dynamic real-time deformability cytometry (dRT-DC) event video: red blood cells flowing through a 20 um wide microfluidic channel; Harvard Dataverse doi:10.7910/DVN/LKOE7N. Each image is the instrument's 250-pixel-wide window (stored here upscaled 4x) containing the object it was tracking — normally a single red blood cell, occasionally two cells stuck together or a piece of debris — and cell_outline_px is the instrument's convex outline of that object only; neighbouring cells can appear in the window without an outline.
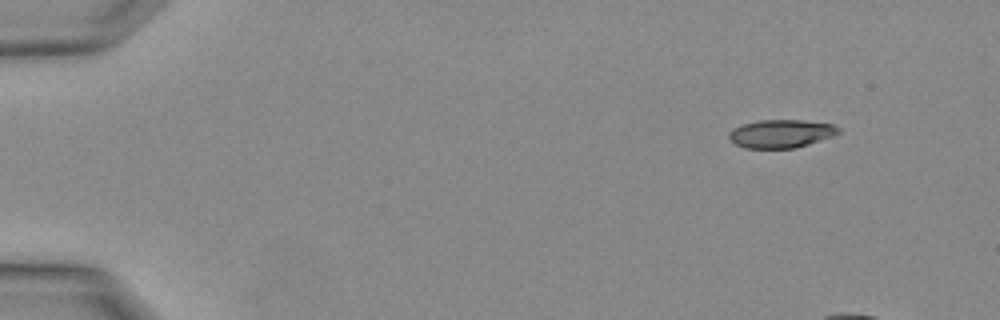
{"species": "Egyptian fruit bat (a non-hibernating species)", "species_latin": "Rousettus aegyptiacus", "temperature_condition": "warm", "stored_images_in_passage": 3, "camera_frame_rate_fps": 3000, "um_per_image_px": 0.085, "animal": {"sex": "female"}, "frame": {"image": 1, "passage_image": 1, "time_ms": 0.0, "image_size_px": [1000, 320], "cell_outline_px": [[840, 132], [832, 136], [796, 148], [744, 148], [736, 144], [728, 136], [728, 132], [732, 128], [740, 124], [760, 120], [804, 120], [832, 124], [840, 128]], "centroid_in_image_um": [66.36, 11.35], "position_along_channel_um": 18.6, "area_um2": 18.03}}